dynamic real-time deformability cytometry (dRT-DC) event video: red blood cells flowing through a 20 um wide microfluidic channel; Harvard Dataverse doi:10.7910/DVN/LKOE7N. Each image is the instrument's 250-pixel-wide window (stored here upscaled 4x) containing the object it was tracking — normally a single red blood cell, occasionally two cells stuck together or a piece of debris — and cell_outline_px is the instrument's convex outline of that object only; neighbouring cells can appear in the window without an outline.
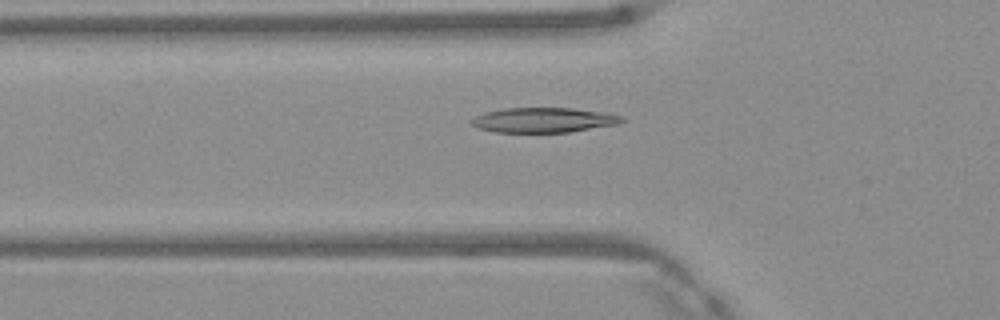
{"species": "Egyptian fruit bat (a non-hibernating species)", "species_latin": "Rousettus aegyptiacus", "temperature_condition": "warm", "stored_images_in_passage": 49, "camera_frame_rate_fps": 3000, "um_per_image_px": 0.085, "frame": {"image": 1, "passage_image": 17, "time_ms": 5.333, "image_size_px": [1000, 320], "cell_outline_px": [[624, 120], [616, 124], [568, 132], [496, 132], [476, 128], [472, 124], [472, 120], [476, 116], [484, 112], [504, 108], [572, 108], [608, 112], [624, 116]], "centroid_in_image_um": [46.22, 10.19], "position_along_channel_um": 79.6, "area_um2": 21.79}}
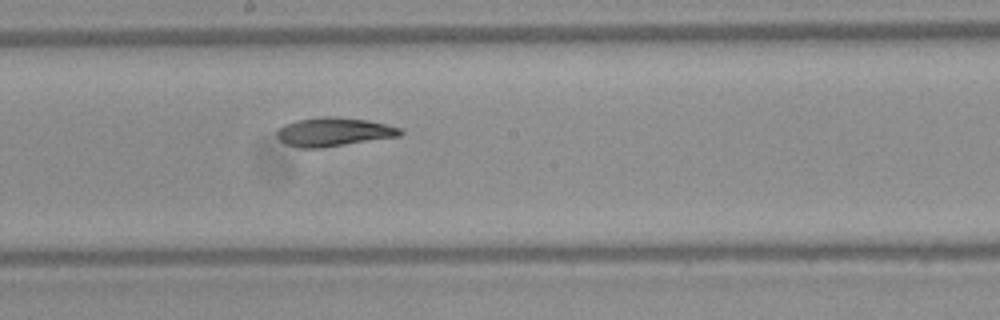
{"frame": {"image": 2, "passage_image": 27, "time_ms": 8.667, "image_size_px": [1000, 320], "cell_outline_px": [[404, 132], [400, 136], [320, 148], [300, 148], [288, 144], [280, 140], [276, 136], [276, 132], [284, 124], [296, 120], [320, 116], [336, 116], [368, 120], [400, 128]], "centroid_in_image_um": [28.35, 11.2], "position_along_channel_um": 219.9, "area_um2": 20.63}}
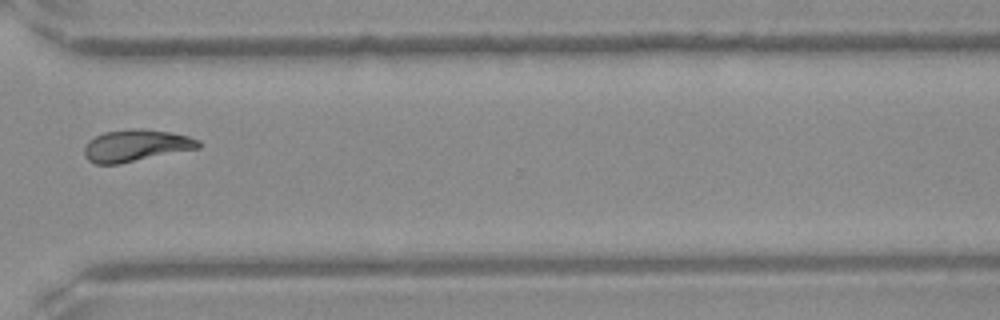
{"frame": {"image": 3, "passage_image": 37, "time_ms": 12.0, "image_size_px": [1000, 320], "cell_outline_px": [[200, 148], [120, 164], [96, 164], [88, 160], [84, 156], [84, 148], [88, 140], [104, 132], [132, 128], [140, 128], [168, 132], [188, 136], [200, 140]], "centroid_in_image_um": [11.54, 12.38], "position_along_channel_um": 359.1, "area_um2": 21.33}, "authors_computed_cell_mechanics": {"area_um2": 20.8658, "velocity_mm_per_s": 4.1791, "shape_relaxation_time_tau1_ms": 9.7282, "shape_relaxation_time_tau2_ms": 3.4962, "deformation_change_tau1": 0.2555, "deformation_change_tau2": 0.097}}